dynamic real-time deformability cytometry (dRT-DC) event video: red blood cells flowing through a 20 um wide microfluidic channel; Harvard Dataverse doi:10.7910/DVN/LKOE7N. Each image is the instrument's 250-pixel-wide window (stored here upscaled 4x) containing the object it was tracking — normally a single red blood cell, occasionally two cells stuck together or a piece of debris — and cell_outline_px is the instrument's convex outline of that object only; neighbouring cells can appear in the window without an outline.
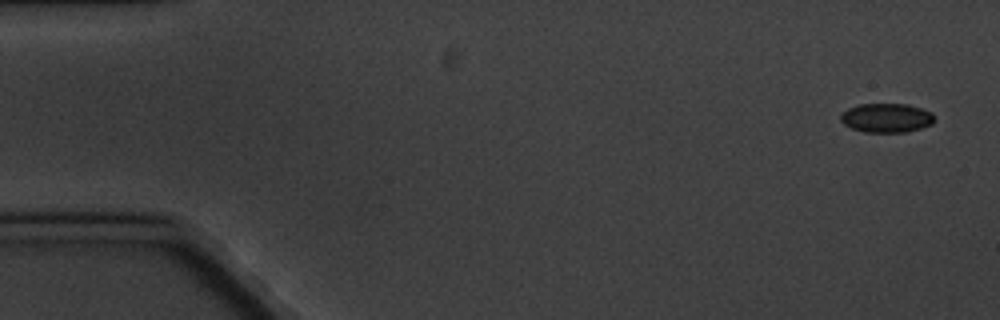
{"species": "common noctule bat (a hibernating species)", "species_latin": "Nyctalus noctula", "temperature_condition": "cold", "stored_images_in_passage": 9, "camera_frame_rate_fps": 3000, "um_per_image_px": 0.085, "animal": {"sex": "male", "body_mass_g": 20.1, "forearm_length_mm": 53.5}, "frame": {"image": 1, "passage_image": 1, "time_ms": 0.0, "image_size_px": [1000, 320], "cell_outline_px": [[932, 124], [920, 128], [904, 132], [864, 132], [852, 128], [844, 124], [840, 120], [840, 116], [848, 108], [860, 104], [908, 104], [932, 112]], "centroid_in_image_um": [75.33, 10.02], "position_along_channel_um": 9.7, "area_um2": 15.72}}
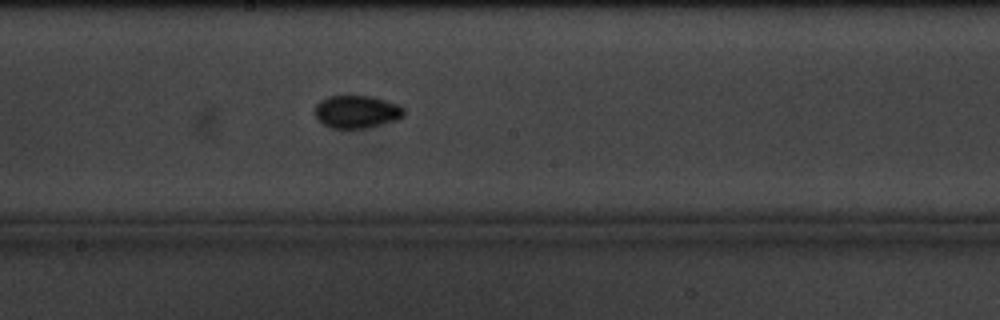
{"frame": {"image": 2, "passage_image": 9, "time_ms": 10.0, "image_size_px": [1000, 320], "cell_outline_px": [[404, 116], [396, 120], [364, 128], [328, 128], [316, 116], [316, 104], [320, 100], [328, 96], [368, 96], [384, 100], [396, 104], [404, 108]], "centroid_in_image_um": [30.31, 9.5], "position_along_channel_um": 217.9, "area_um2": 16.7}}